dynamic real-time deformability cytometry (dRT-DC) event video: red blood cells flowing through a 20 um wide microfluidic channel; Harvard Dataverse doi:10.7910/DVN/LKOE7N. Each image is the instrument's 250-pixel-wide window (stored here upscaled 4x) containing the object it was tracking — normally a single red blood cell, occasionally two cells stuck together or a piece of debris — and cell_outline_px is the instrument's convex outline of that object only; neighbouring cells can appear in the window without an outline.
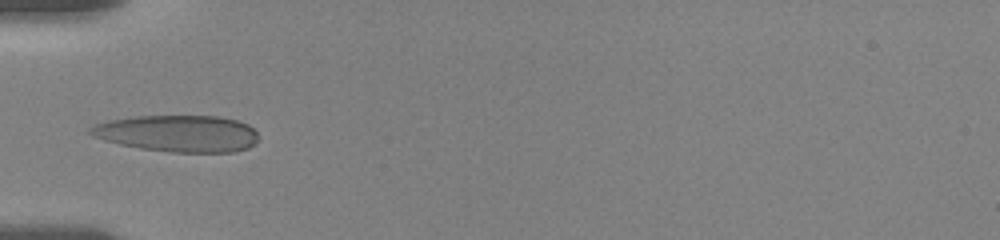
{"species": "human", "species_latin": "Homo sapiens", "temperature_condition": "room temperature", "stored_images_in_passage": 9, "camera_frame_rate_fps": 3000, "um_per_image_px": 0.085, "donor": {"sex": "female"}, "frame": {"image": 1, "passage_image": 7, "time_ms": 5.333, "image_size_px": [1000, 240], "cell_outline_px": [[256, 144], [248, 148], [232, 152], [172, 152], [140, 148], [120, 144], [104, 140], [92, 136], [88, 132], [88, 128], [92, 124], [108, 120], [136, 116], [220, 116], [236, 120], [248, 124], [256, 132]], "centroid_in_image_um": [15.08, 11.34], "position_along_channel_um": 69.9, "area_um2": 36.07}}
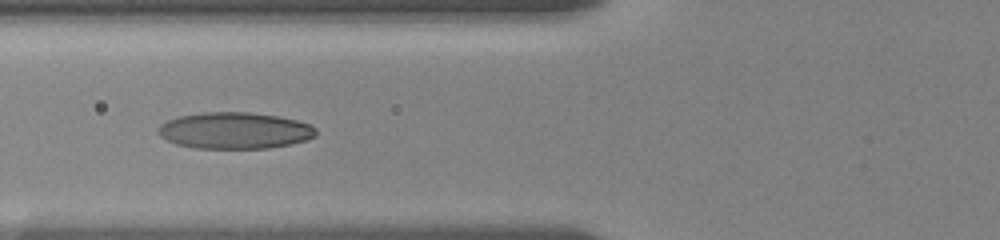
{"frame": {"image": 2, "passage_image": 8, "time_ms": 6.333, "image_size_px": [1000, 240], "cell_outline_px": [[316, 136], [304, 140], [288, 144], [268, 148], [192, 148], [176, 144], [160, 136], [156, 132], [160, 124], [176, 116], [204, 112], [248, 112], [276, 116], [296, 120], [308, 124], [316, 128]], "centroid_in_image_um": [19.89, 11.09], "position_along_channel_um": 105.9, "area_um2": 33.47}}